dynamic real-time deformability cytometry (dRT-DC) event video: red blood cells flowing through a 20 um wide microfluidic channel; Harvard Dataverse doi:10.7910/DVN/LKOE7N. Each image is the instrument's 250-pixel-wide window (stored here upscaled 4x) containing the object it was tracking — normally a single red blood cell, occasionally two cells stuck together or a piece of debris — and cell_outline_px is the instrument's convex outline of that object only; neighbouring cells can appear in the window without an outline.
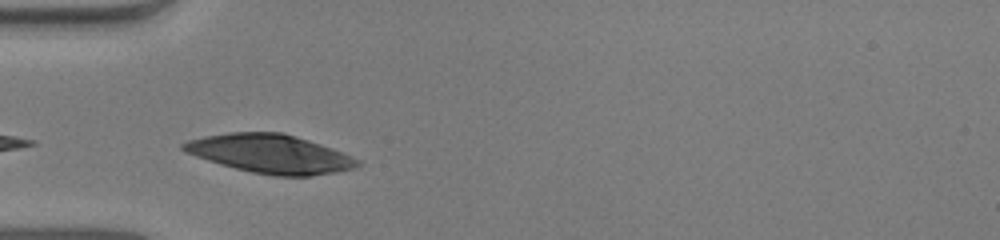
{"species": "human", "species_latin": "Homo sapiens", "temperature_condition": "warm", "stored_images_in_passage": 24, "camera_frame_rate_fps": 3000, "um_per_image_px": 0.085, "donor": {"sex": "male"}, "frame": {"image": 1, "passage_image": 1, "time_ms": 0.0, "image_size_px": [1000, 240], "cell_outline_px": [[360, 164], [352, 168], [336, 172], [312, 176], [276, 176], [252, 172], [220, 164], [196, 156], [180, 148], [180, 144], [188, 140], [204, 136], [228, 132], [284, 132], [332, 148], [360, 160]], "centroid_in_image_um": [22.96, 13.06], "position_along_channel_um": 62.0, "area_um2": 39.02}}
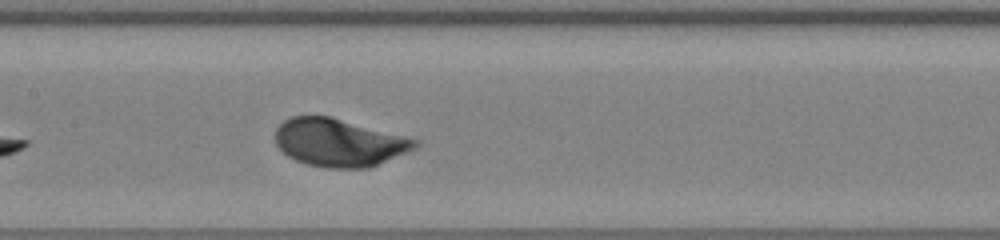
{"frame": {"image": 2, "passage_image": 10, "time_ms": 3.0, "image_size_px": [1000, 240], "cell_outline_px": [[420, 144], [416, 148], [368, 168], [328, 168], [308, 164], [296, 160], [288, 156], [276, 144], [276, 128], [284, 120], [292, 116], [328, 116], [420, 140]], "centroid_in_image_um": [28.82, 12.12], "position_along_channel_um": 178.6, "area_um2": 38.49}}
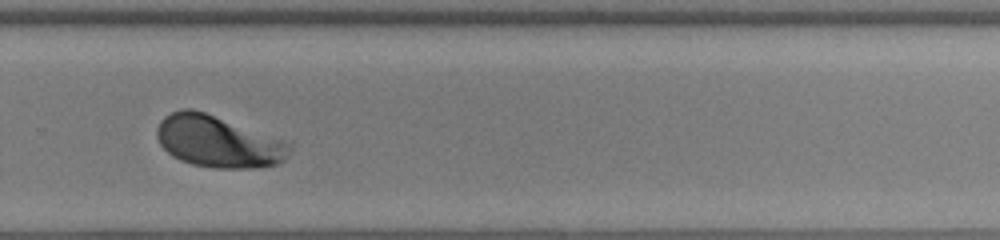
{"frame": {"image": 3, "passage_image": 20, "time_ms": 6.333, "image_size_px": [1000, 240], "cell_outline_px": [[292, 144], [284, 160], [276, 164], [256, 168], [212, 168], [192, 164], [180, 160], [172, 156], [160, 144], [156, 136], [156, 128], [160, 120], [164, 116], [180, 108], [192, 108], [292, 140]], "centroid_in_image_um": [18.58, 12.01], "position_along_channel_um": 311.2, "area_um2": 40.86}, "authors_computed_cell_mechanics": {"area_um2": 39.3329, "velocity_mm_per_s": 3.9794, "shape_relaxation_time_tau1_ms": 1.7676, "shape_relaxation_time_tau2_ms": null, "deformation_change_tau1": 0.1385, "deformation_change_tau2": null}}